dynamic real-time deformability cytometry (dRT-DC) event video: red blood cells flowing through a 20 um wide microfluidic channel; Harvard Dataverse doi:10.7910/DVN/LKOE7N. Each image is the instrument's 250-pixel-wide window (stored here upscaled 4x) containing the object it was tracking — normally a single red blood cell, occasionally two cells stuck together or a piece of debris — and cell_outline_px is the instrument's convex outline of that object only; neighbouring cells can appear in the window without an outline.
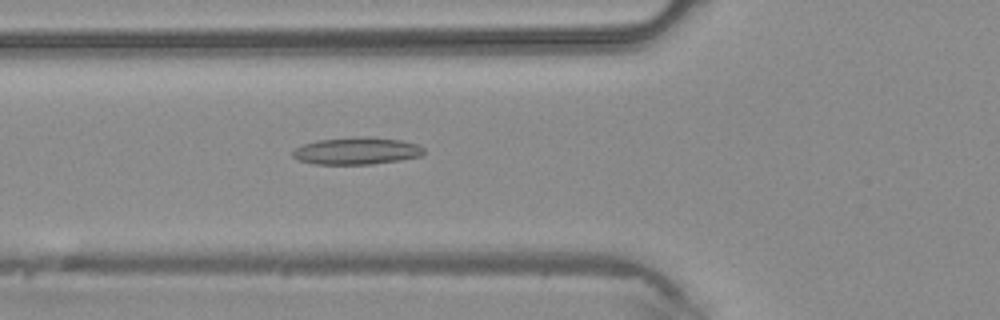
{"species": "common noctule bat (a hibernating species)", "species_latin": "Nyctalus noctula", "temperature_condition": "warm", "stored_images_in_passage": 38, "camera_frame_rate_fps": 3000, "um_per_image_px": 0.085, "animal": {"sex": "male", "body_mass_g": 20.4}, "frame": {"image": 1, "passage_image": 15, "time_ms": 4.667, "image_size_px": [1000, 320], "cell_outline_px": [[424, 152], [420, 156], [400, 160], [372, 164], [316, 164], [300, 160], [292, 156], [292, 152], [296, 148], [304, 144], [316, 140], [360, 136], [372, 136], [400, 140], [420, 144], [424, 148]], "centroid_in_image_um": [30.35, 12.81], "position_along_channel_um": 95.4, "area_um2": 20.87}}
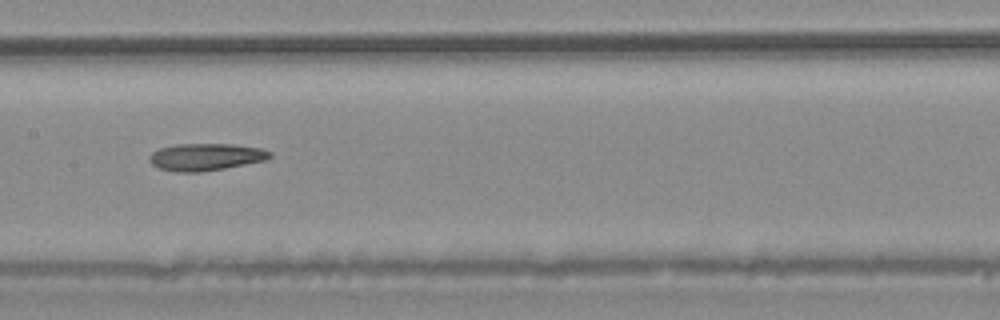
{"frame": {"image": 2, "passage_image": 21, "time_ms": 6.667, "image_size_px": [1000, 320], "cell_outline_px": [[272, 156], [264, 160], [224, 168], [200, 172], [176, 172], [160, 168], [152, 164], [148, 160], [148, 156], [152, 152], [160, 148], [176, 144], [232, 144], [260, 148], [272, 152]], "centroid_in_image_um": [17.45, 13.33], "position_along_channel_um": 189.9, "area_um2": 18.96}}
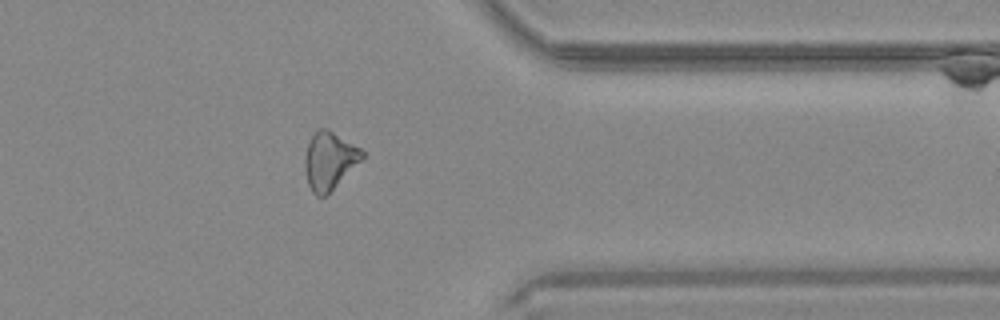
{"frame": {"image": 3, "passage_image": 34, "time_ms": 11.0, "image_size_px": [1000, 320], "cell_outline_px": [[364, 156], [324, 196], [316, 196], [312, 192], [308, 184], [304, 168], [304, 160], [308, 144], [312, 136], [320, 128], [328, 128], [360, 148], [364, 152]], "centroid_in_image_um": [27.96, 13.62], "position_along_channel_um": 383.4, "area_um2": 18.61}}